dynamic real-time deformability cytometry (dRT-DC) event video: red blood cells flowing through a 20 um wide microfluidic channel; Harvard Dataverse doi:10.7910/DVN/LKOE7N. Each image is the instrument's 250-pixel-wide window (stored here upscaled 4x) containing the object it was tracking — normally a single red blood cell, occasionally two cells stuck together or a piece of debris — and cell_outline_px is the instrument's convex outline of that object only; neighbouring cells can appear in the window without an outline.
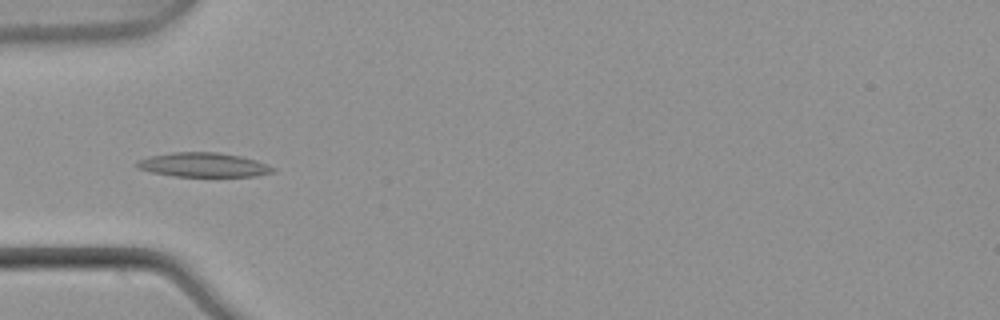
{"species": "common noctule bat (a hibernating species)", "species_latin": "Nyctalus noctula", "temperature_condition": "warm", "stored_images_in_passage": 4, "camera_frame_rate_fps": 3000, "um_per_image_px": 0.085, "animal": {"sex": "male", "body_mass_g": 21.5, "forearm_length_mm": 52.0}, "frame": {"image": 1, "passage_image": 2, "time_ms": 0.333, "image_size_px": [1000, 320], "cell_outline_px": [[276, 172], [256, 176], [172, 176], [152, 172], [136, 168], [132, 164], [136, 160], [148, 156], [172, 152], [216, 152], [240, 156], [256, 160], [276, 168]], "centroid_in_image_um": [17.24, 14.01], "position_along_channel_um": 67.8, "area_um2": 19.48}}
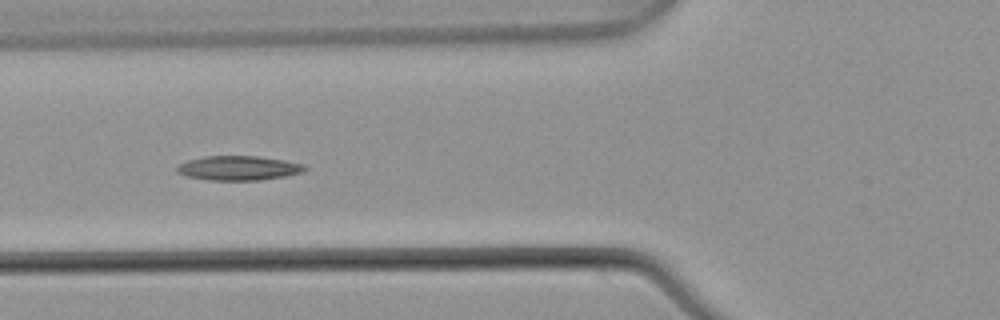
{"frame": {"image": 2, "passage_image": 3, "time_ms": 0.667, "image_size_px": [1000, 320], "cell_outline_px": [[308, 168], [304, 172], [284, 176], [260, 180], [208, 180], [188, 176], [176, 172], [176, 168], [180, 164], [188, 160], [204, 156], [256, 156], [284, 160], [304, 164]], "centroid_in_image_um": [20.29, 14.28], "position_along_channel_um": 105.5, "area_um2": 18.15}}
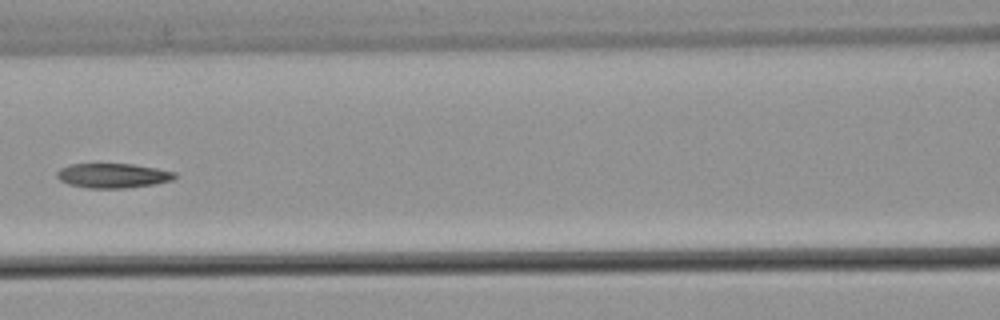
{"frame": {"image": 3, "passage_image": 4, "time_ms": 1.0, "image_size_px": [1000, 320], "cell_outline_px": [[176, 176], [172, 180], [152, 184], [124, 188], [88, 188], [68, 184], [60, 180], [56, 176], [56, 172], [60, 168], [72, 164], [132, 164], [156, 168], [176, 172]], "centroid_in_image_um": [9.57, 14.92], "position_along_channel_um": 157.0, "area_um2": 16.76}}